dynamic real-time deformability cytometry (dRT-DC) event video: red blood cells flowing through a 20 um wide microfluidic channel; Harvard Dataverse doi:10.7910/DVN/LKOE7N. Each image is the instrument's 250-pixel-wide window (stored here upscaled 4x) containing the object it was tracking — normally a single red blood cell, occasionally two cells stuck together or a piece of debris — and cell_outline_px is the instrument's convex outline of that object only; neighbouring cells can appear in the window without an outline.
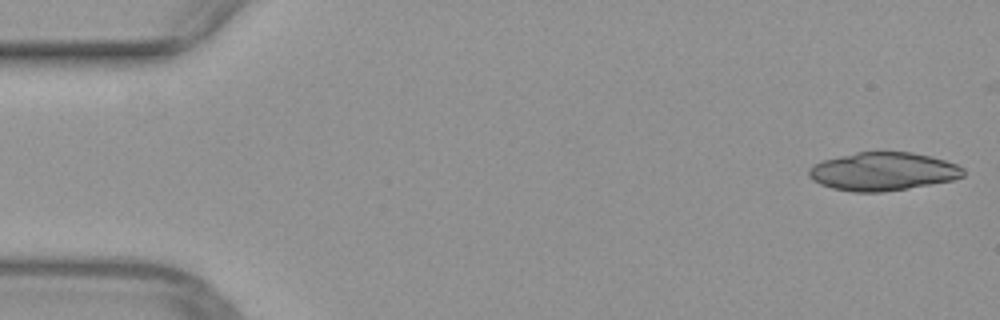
{"species": "common noctule bat (a hibernating species)", "species_latin": "Nyctalus noctula", "temperature_condition": "warm", "stored_images_in_passage": 29, "camera_frame_rate_fps": 3000, "um_per_image_px": 0.085, "animal": {"sex": "female", "body_mass_g": 29.2, "forearm_length_mm": 56.3}, "frame": {"image": 1, "passage_image": 1, "time_ms": 0.0, "image_size_px": [1000, 320], "cell_outline_px": [[964, 176], [952, 180], [908, 188], [880, 192], [852, 192], [832, 188], [820, 184], [812, 180], [808, 176], [808, 168], [812, 164], [824, 160], [856, 152], [912, 152], [932, 156], [956, 164], [964, 168]], "centroid_in_image_um": [75.03, 14.57], "position_along_channel_um": 10.0, "area_um2": 34.45}}
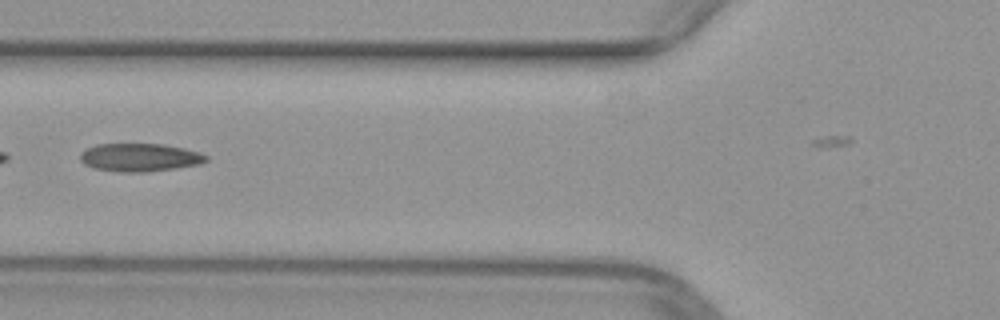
{"frame": {"image": 2, "passage_image": 19, "time_ms": 6.0, "image_size_px": [1000, 320], "cell_outline_px": [[208, 160], [200, 164], [176, 168], [148, 172], [116, 172], [96, 168], [84, 164], [80, 160], [80, 156], [88, 148], [96, 144], [164, 144], [184, 148], [200, 152], [208, 156]], "centroid_in_image_um": [11.92, 13.38], "position_along_channel_um": 113.9, "area_um2": 20.63}}